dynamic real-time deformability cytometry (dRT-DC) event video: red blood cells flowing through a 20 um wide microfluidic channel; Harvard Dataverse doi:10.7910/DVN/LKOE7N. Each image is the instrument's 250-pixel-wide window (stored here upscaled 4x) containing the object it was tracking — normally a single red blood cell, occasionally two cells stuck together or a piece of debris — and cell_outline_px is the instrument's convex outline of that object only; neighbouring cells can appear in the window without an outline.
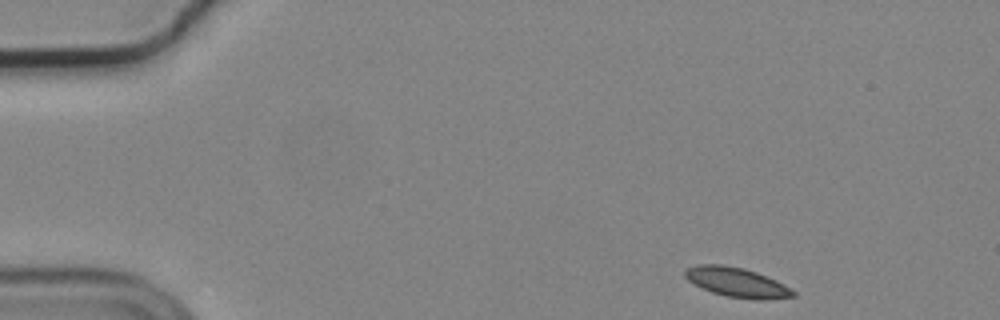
{"species": "common noctule bat (a hibernating species)", "species_latin": "Nyctalus noctula", "temperature_condition": "cold", "stored_images_in_passage": 6, "camera_frame_rate_fps": 3000, "um_per_image_px": 0.085, "animal": {"sex": "male", "body_mass_g": 19.2, "forearm_length_mm": 51.8}, "frame": {"image": 1, "passage_image": 1, "time_ms": 0.0, "image_size_px": [1000, 320], "cell_outline_px": [[796, 296], [764, 300], [756, 300], [724, 296], [712, 292], [688, 280], [684, 276], [684, 268], [696, 264], [720, 264], [744, 268], [756, 272], [776, 280], [784, 284], [796, 292]], "centroid_in_image_um": [62.63, 23.99], "position_along_channel_um": 22.4, "area_um2": 18.73}}